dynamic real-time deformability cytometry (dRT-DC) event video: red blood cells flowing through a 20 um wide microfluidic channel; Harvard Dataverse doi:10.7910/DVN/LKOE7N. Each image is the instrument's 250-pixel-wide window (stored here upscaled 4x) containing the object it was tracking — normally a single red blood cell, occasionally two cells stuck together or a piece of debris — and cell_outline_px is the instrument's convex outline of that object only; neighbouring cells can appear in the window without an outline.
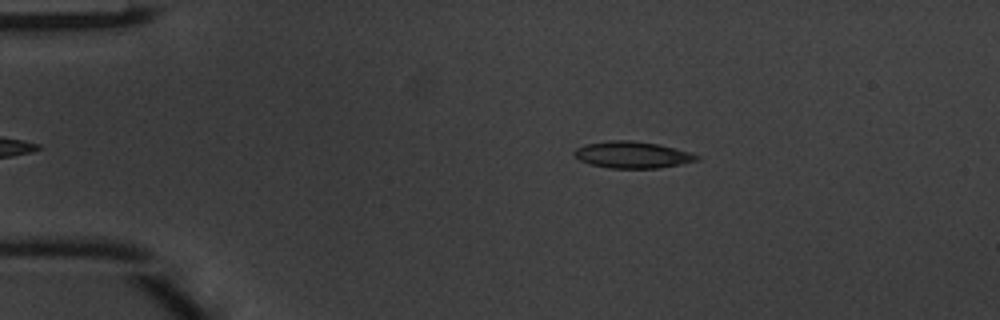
{"species": "common noctule bat (a hibernating species)", "species_latin": "Nyctalus noctula", "temperature_condition": "warm", "stored_images_in_passage": 36, "camera_frame_rate_fps": 3000, "um_per_image_px": 0.085, "animal": {"sex": "male", "body_mass_g": 20.1, "forearm_length_mm": 53.5}, "frame": {"image": 1, "passage_image": 3, "time_ms": 0.667, "image_size_px": [1000, 320], "cell_outline_px": [[700, 160], [660, 168], [608, 168], [592, 164], [580, 160], [572, 152], [576, 148], [584, 144], [608, 140], [632, 140], [660, 144], [688, 152], [700, 156]], "centroid_in_image_um": [53.75, 13.15], "position_along_channel_um": 31.3, "area_um2": 19.07}}
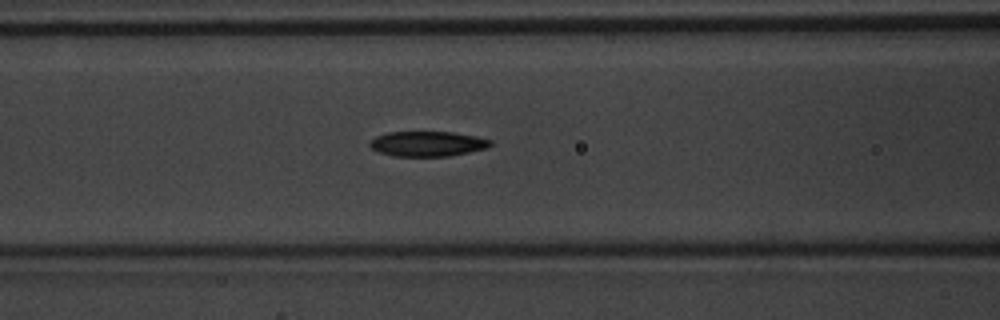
{"frame": {"image": 2, "passage_image": 14, "time_ms": 4.333, "image_size_px": [1000, 320], "cell_outline_px": [[492, 144], [488, 148], [448, 156], [396, 156], [376, 152], [368, 144], [376, 136], [388, 132], [452, 132], [476, 136], [492, 140]], "centroid_in_image_um": [36.34, 12.22], "position_along_channel_um": 130.3, "area_um2": 17.63}}
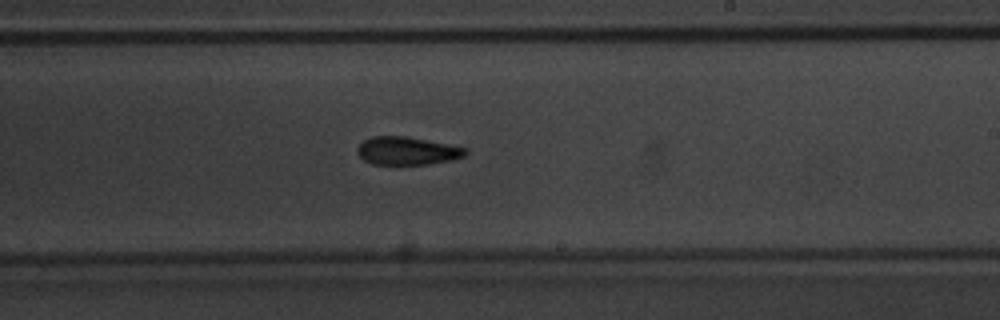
{"frame": {"image": 3, "passage_image": 23, "time_ms": 7.333, "image_size_px": [1000, 320], "cell_outline_px": [[468, 152], [464, 156], [452, 160], [428, 164], [372, 164], [364, 160], [356, 152], [356, 148], [364, 140], [372, 136], [408, 136], [468, 148]], "centroid_in_image_um": [34.61, 12.81], "position_along_channel_um": 254.4, "area_um2": 17.74}, "authors_computed_cell_mechanics": {"area_um2": 18.4382, "velocity_mm_per_s": 4.1412, "shape_relaxation_time_tau1_ms": 3.9575, "shape_relaxation_time_tau2_ms": 7.2751, "deformation_change_tau1": 0.1371, "deformation_change_tau2": 0.1871}}